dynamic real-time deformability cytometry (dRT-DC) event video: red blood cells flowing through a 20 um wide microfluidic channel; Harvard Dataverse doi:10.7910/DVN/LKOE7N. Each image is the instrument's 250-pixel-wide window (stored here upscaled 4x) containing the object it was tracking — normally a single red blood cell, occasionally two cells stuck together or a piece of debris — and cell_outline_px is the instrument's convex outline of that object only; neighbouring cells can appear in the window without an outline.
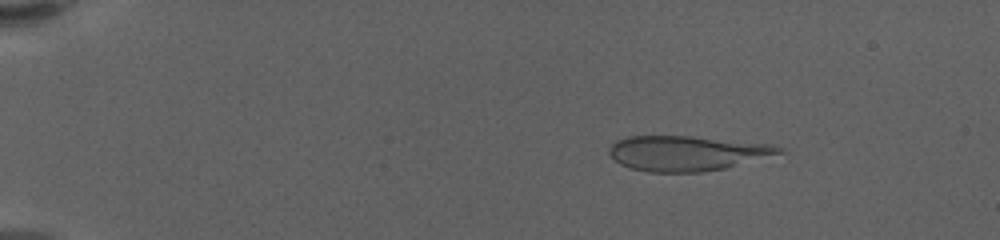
{"species": "human", "species_latin": "Homo sapiens", "temperature_condition": "warm", "stored_images_in_passage": 58, "camera_frame_rate_fps": 3000, "um_per_image_px": 0.085, "donor": {"sex": "female"}, "frame": {"image": 1, "passage_image": 9, "time_ms": 2.667, "image_size_px": [1000, 240], "cell_outline_px": [[784, 152], [724, 168], [700, 172], [648, 172], [632, 168], [620, 164], [608, 152], [608, 148], [616, 140], [628, 136], [692, 136], [768, 144], [780, 148]], "centroid_in_image_um": [58.3, 13.02], "position_along_channel_um": 26.7, "area_um2": 34.16}}
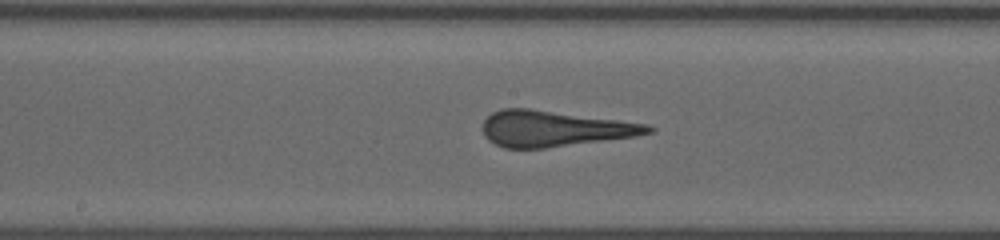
{"frame": {"image": 2, "passage_image": 32, "time_ms": 10.333, "image_size_px": [1000, 240], "cell_outline_px": [[656, 128], [652, 132], [636, 136], [544, 148], [504, 148], [488, 140], [484, 136], [484, 120], [492, 112], [500, 108], [528, 108], [648, 124]], "centroid_in_image_um": [47.09, 10.93], "position_along_channel_um": 201.1, "area_um2": 34.28}}
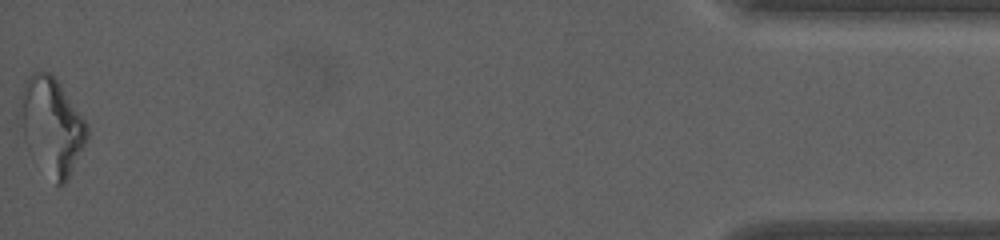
{"frame": {"image": 3, "passage_image": 58, "time_ms": 19.0, "image_size_px": [1000, 240], "cell_outline_px": [[88, 136], [64, 184], [56, 184], [28, 148], [24, 140], [16, 120], [24, 84], [28, 76], [32, 72], [52, 72], [88, 124]], "centroid_in_image_um": [4.35, 10.62], "position_along_channel_um": 430.8, "area_um2": 37.4}}